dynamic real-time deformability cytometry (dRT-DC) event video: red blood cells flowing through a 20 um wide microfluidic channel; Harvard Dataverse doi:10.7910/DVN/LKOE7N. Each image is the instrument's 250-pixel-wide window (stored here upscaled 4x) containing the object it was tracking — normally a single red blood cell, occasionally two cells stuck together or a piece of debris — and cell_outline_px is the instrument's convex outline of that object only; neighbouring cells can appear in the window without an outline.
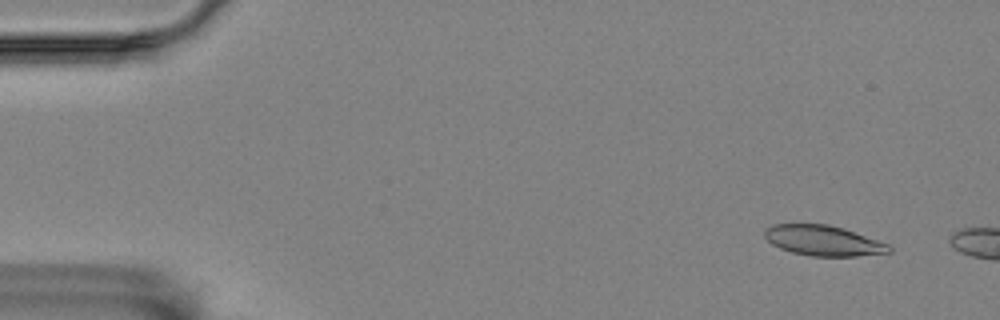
{"species": "Egyptian fruit bat (a non-hibernating species)", "species_latin": "Rousettus aegyptiacus", "temperature_condition": "room temperature", "stored_images_in_passage": 3, "camera_frame_rate_fps": 3000, "um_per_image_px": 0.085, "animal": {"sex": "female"}, "frame": {"image": 1, "passage_image": 1, "time_ms": 0.0, "image_size_px": [1000, 320], "cell_outline_px": [[892, 252], [856, 256], [808, 256], [792, 252], [780, 248], [772, 244], [764, 236], [764, 228], [772, 224], [828, 224], [844, 228], [888, 244], [892, 248]], "centroid_in_image_um": [69.95, 20.45], "position_along_channel_um": 15.0, "area_um2": 22.02}}